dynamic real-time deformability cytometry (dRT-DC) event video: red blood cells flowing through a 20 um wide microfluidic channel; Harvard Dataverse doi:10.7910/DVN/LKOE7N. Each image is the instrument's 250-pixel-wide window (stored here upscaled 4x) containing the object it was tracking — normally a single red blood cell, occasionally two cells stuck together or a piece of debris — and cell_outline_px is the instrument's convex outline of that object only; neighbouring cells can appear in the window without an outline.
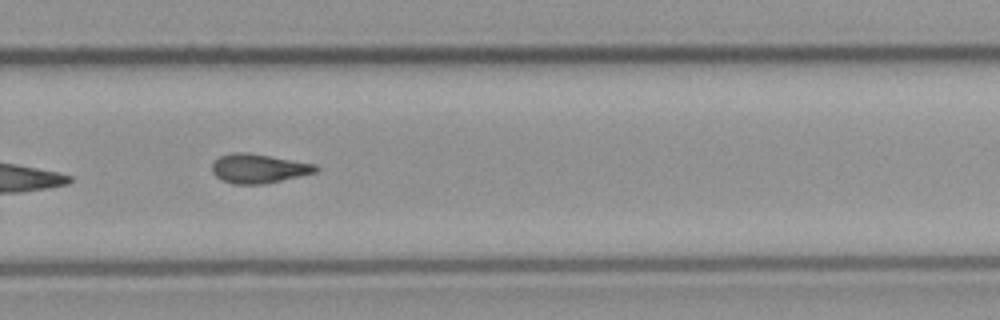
{"species": "common noctule bat (a hibernating species)", "species_latin": "Nyctalus noctula", "temperature_condition": "cold", "stored_images_in_passage": 13, "camera_frame_rate_fps": 3000, "um_per_image_px": 0.085, "animal": {"sex": "male", "body_mass_g": 23.1, "forearm_length_mm": 52.7}, "frame": {"image": 1, "passage_image": 8, "time_ms": 2.333, "image_size_px": [1000, 320], "cell_outline_px": [[320, 168], [316, 172], [264, 184], [232, 184], [220, 180], [212, 172], [212, 164], [220, 156], [232, 152], [248, 152], [316, 164]], "centroid_in_image_um": [21.96, 14.32], "position_along_channel_um": 307.8, "area_um2": 17.69}}